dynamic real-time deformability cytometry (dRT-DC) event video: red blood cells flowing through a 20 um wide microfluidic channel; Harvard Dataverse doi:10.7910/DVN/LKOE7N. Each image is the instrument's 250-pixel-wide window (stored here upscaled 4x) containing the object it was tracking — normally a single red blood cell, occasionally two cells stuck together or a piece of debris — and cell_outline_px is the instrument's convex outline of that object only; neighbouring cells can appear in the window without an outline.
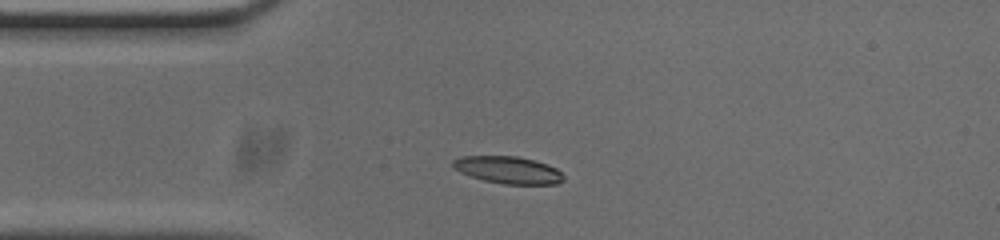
{"species": "common noctule bat (a hibernating species)", "species_latin": "Nyctalus noctula", "temperature_condition": "cold", "stored_images_in_passage": 42, "camera_frame_rate_fps": 3000, "um_per_image_px": 0.085, "animal": {"sex": "male", "body_mass_g": 20.0, "forearm_length_mm": 53.3}, "frame": {"image": 1, "passage_image": 1, "time_ms": 0.0, "image_size_px": [1000, 240], "cell_outline_px": [[564, 180], [556, 184], [504, 184], [484, 180], [460, 172], [452, 168], [452, 160], [460, 156], [516, 156], [536, 160], [548, 164], [556, 168], [564, 176]], "centroid_in_image_um": [43.19, 14.44], "position_along_channel_um": 41.8, "area_um2": 17.63}}
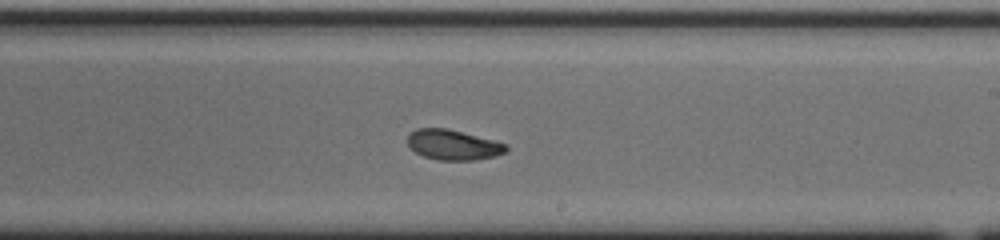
{"frame": {"image": 2, "passage_image": 19, "time_ms": 6.0, "image_size_px": [1000, 240], "cell_outline_px": [[508, 148], [504, 152], [496, 156], [472, 160], [440, 160], [424, 156], [416, 152], [408, 144], [408, 136], [416, 128], [448, 128], [492, 140], [504, 144]], "centroid_in_image_um": [38.5, 12.31], "position_along_channel_um": 250.5, "area_um2": 16.99}}
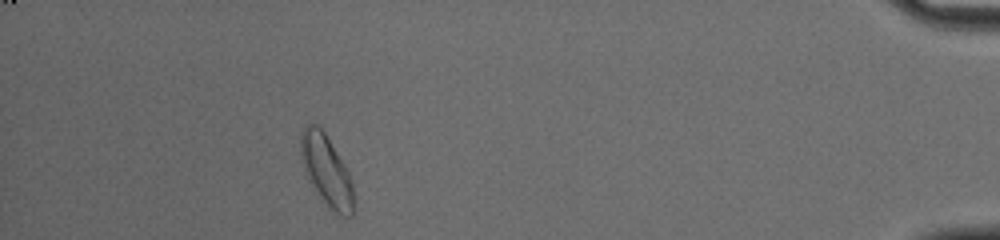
{"frame": {"image": 3, "passage_image": 37, "time_ms": 12.0, "image_size_px": [1000, 240], "cell_outline_px": [[356, 208], [352, 216], [340, 216], [328, 208], [320, 200], [312, 188], [304, 172], [300, 152], [300, 132], [308, 124], [316, 124], [324, 132], [344, 164], [352, 180], [356, 200]], "centroid_in_image_um": [27.77, 14.59], "position_along_channel_um": 407.4, "area_um2": 22.54}, "authors_computed_cell_mechanics": {"area_um2": 17.9469, "velocity_mm_per_s": 3.7177, "shape_relaxation_time_tau1_ms": 3.9283, "shape_relaxation_time_tau2_ms": 3.0222, "deformation_change_tau1": 0.1414, "deformation_change_tau2": 0.08}}